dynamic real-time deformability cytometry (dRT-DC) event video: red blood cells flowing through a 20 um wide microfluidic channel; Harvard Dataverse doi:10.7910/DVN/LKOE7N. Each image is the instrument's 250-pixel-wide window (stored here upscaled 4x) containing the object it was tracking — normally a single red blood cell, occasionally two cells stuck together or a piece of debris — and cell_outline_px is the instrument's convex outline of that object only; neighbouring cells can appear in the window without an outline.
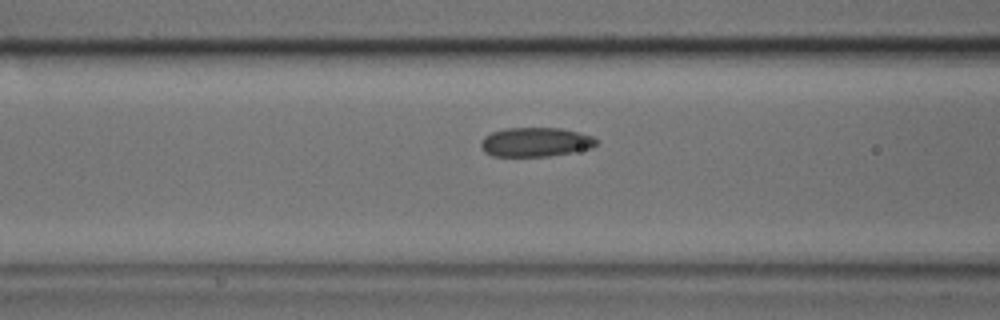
{"species": "common noctule bat (a hibernating species)", "species_latin": "Nyctalus noctula", "temperature_condition": "cold", "stored_images_in_passage": 17, "camera_frame_rate_fps": 3000, "um_per_image_px": 0.085, "animal": {"sex": "male", "body_mass_g": 17.9, "forearm_length_mm": 54.2}, "frame": {"image": 1, "passage_image": 15, "time_ms": 4.667, "image_size_px": [1000, 320], "cell_outline_px": [[596, 144], [592, 148], [572, 152], [548, 156], [492, 156], [484, 152], [480, 144], [484, 136], [492, 132], [504, 128], [560, 128], [592, 136], [596, 140]], "centroid_in_image_um": [45.48, 12.08], "position_along_channel_um": 121.1, "area_um2": 19.54}}